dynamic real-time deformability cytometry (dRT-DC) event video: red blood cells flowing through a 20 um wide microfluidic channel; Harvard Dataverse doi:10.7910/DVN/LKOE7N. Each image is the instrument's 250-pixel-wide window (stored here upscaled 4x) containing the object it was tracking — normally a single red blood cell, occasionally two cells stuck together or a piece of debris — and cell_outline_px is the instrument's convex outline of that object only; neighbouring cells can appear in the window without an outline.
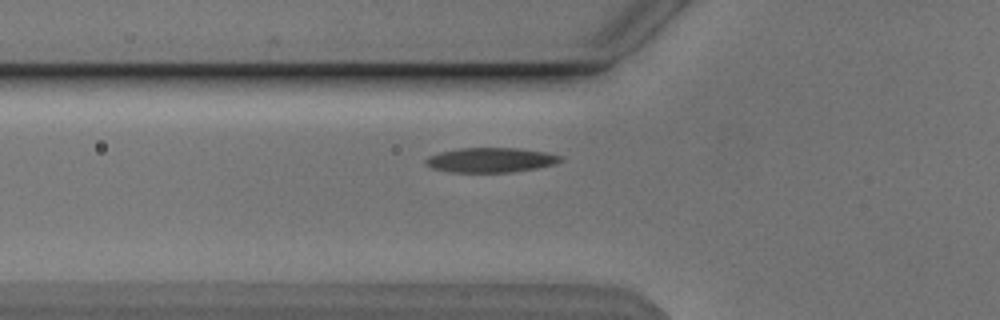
{"species": "Egyptian fruit bat (a non-hibernating species)", "species_latin": "Rousettus aegyptiacus", "temperature_condition": "cold", "stored_images_in_passage": 33, "camera_frame_rate_fps": 3000, "um_per_image_px": 0.085, "animal": {"sex": "male"}, "frame": {"image": 1, "passage_image": 2, "time_ms": 0.333, "image_size_px": [1000, 320], "cell_outline_px": [[564, 160], [556, 164], [536, 168], [512, 172], [452, 172], [432, 168], [424, 164], [424, 160], [428, 156], [440, 152], [460, 148], [520, 148], [548, 152], [564, 156]], "centroid_in_image_um": [41.76, 13.59], "position_along_channel_um": 84.0, "area_um2": 19.65}}
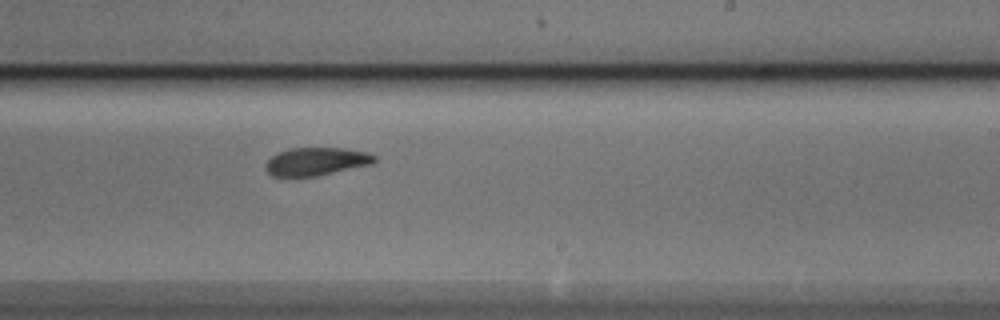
{"frame": {"image": 2, "passage_image": 16, "time_ms": 5.0, "image_size_px": [1000, 320], "cell_outline_px": [[376, 160], [372, 164], [316, 176], [272, 176], [264, 168], [264, 164], [276, 152], [288, 148], [344, 148], [368, 152], [376, 156]], "centroid_in_image_um": [26.86, 13.71], "position_along_channel_um": 262.1, "area_um2": 17.86}}
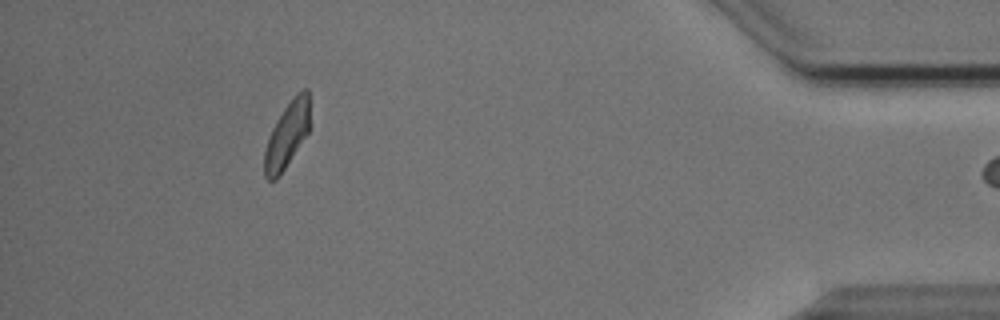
{"frame": {"image": 3, "passage_image": 32, "time_ms": 10.333, "image_size_px": [1000, 320], "cell_outline_px": [[308, 132], [280, 176], [276, 180], [268, 180], [264, 176], [264, 152], [272, 128], [276, 120], [284, 108], [296, 92], [304, 88], [308, 88]], "centroid_in_image_um": [24.37, 11.49], "position_along_channel_um": 410.8, "area_um2": 17.17}}